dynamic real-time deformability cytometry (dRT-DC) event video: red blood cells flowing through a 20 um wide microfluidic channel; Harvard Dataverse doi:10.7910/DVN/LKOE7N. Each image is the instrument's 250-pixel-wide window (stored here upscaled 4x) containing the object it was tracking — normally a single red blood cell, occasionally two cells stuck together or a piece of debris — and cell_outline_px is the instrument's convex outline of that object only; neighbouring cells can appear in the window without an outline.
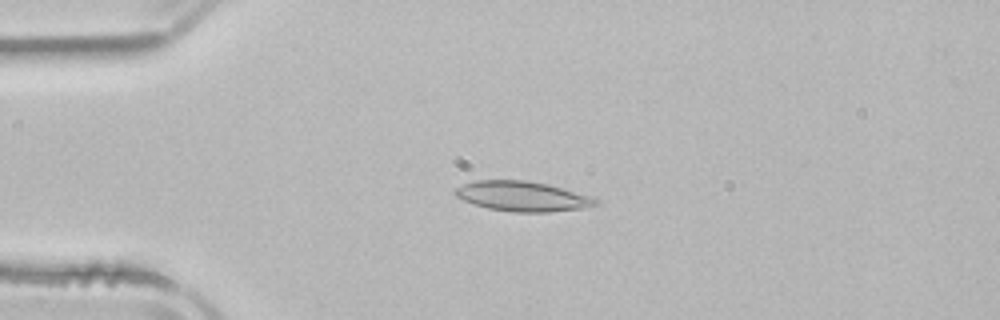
{"species": "common noctule bat (a hibernating species)", "species_latin": "Nyctalus noctula", "temperature_condition": "room temperature", "stored_images_in_passage": 4, "camera_frame_rate_fps": 3000, "um_per_image_px": 0.085, "animal": {"sex": "male", "body_mass_g": 21.5, "forearm_length_mm": 52.0}, "frame": {"image": 1, "passage_image": 2, "time_ms": 1.667, "image_size_px": [1000, 320], "cell_outline_px": [[600, 200], [596, 204], [584, 208], [548, 212], [512, 212], [488, 208], [464, 200], [456, 196], [452, 192], [456, 188], [464, 184], [476, 180], [528, 180], [548, 184], [588, 196]], "centroid_in_image_um": [44.38, 16.68], "position_along_channel_um": 40.6, "area_um2": 24.28}}
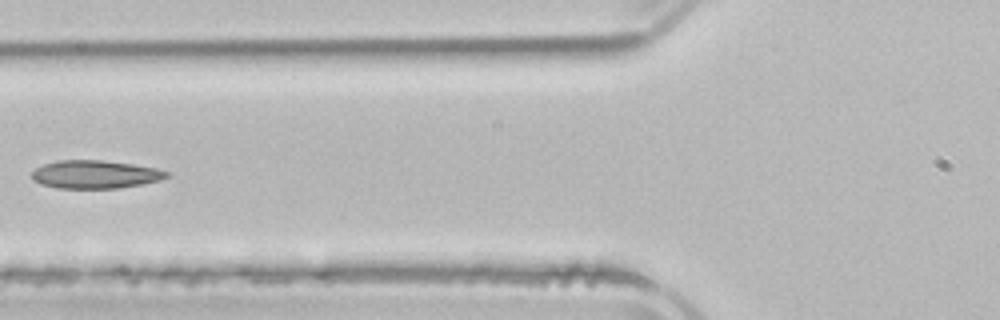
{"frame": {"image": 2, "passage_image": 4, "time_ms": 4.333, "image_size_px": [1000, 320], "cell_outline_px": [[172, 172], [168, 176], [160, 180], [140, 184], [116, 188], [56, 188], [40, 184], [32, 180], [32, 172], [36, 168], [44, 164], [56, 160], [100, 160], [132, 164], [156, 168]], "centroid_in_image_um": [8.07, 14.82], "position_along_channel_um": 117.7, "area_um2": 22.08}}